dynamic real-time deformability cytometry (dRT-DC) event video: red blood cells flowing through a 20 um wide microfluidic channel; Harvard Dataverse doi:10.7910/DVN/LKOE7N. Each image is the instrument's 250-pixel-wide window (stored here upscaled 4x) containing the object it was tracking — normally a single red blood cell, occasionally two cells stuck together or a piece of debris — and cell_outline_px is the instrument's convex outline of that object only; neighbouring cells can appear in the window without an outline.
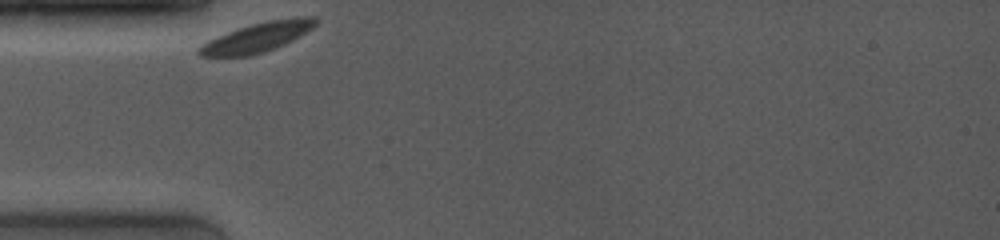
{"species": "common noctule bat (a hibernating species)", "species_latin": "Nyctalus noctula", "temperature_condition": "room temperature", "stored_images_in_passage": 4, "camera_frame_rate_fps": 4000, "um_per_image_px": 0.085, "animal": {"sex": "female", "body_mass_g": 19.0, "forearm_length_mm": 53.3}, "frame": {"image": 1, "passage_image": 1, "time_ms": 0.0, "image_size_px": [1000, 240], "cell_outline_px": [[320, 20], [312, 28], [292, 40], [284, 44], [264, 52], [248, 56], [200, 56], [196, 52], [196, 48], [200, 44], [208, 40], [236, 28], [268, 20], [296, 16], [316, 16]], "centroid_in_image_um": [21.86, 3.15], "position_along_channel_um": 63.1, "area_um2": 20.23}}
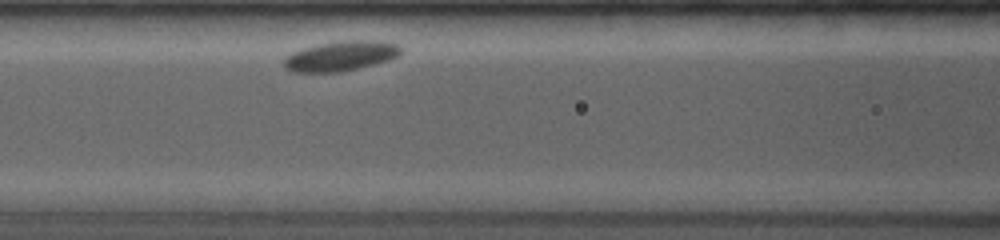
{"frame": {"image": 2, "passage_image": 4, "time_ms": 2.25, "image_size_px": [1000, 240], "cell_outline_px": [[404, 48], [396, 56], [388, 60], [344, 72], [288, 72], [284, 68], [284, 56], [292, 52], [316, 44], [340, 40], [380, 40], [396, 44]], "centroid_in_image_um": [28.93, 4.75], "position_along_channel_um": 137.7, "area_um2": 20.69}}